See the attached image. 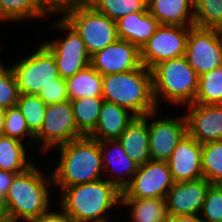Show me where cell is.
<instances>
[{
    "label": "cell",
    "mask_w": 222,
    "mask_h": 222,
    "mask_svg": "<svg viewBox=\"0 0 222 222\" xmlns=\"http://www.w3.org/2000/svg\"><path fill=\"white\" fill-rule=\"evenodd\" d=\"M160 23L148 12H133L116 21L118 39L126 40L139 50L154 35Z\"/></svg>",
    "instance_id": "obj_19"
},
{
    "label": "cell",
    "mask_w": 222,
    "mask_h": 222,
    "mask_svg": "<svg viewBox=\"0 0 222 222\" xmlns=\"http://www.w3.org/2000/svg\"><path fill=\"white\" fill-rule=\"evenodd\" d=\"M194 26L222 31V0H194Z\"/></svg>",
    "instance_id": "obj_32"
},
{
    "label": "cell",
    "mask_w": 222,
    "mask_h": 222,
    "mask_svg": "<svg viewBox=\"0 0 222 222\" xmlns=\"http://www.w3.org/2000/svg\"><path fill=\"white\" fill-rule=\"evenodd\" d=\"M222 31L190 26L185 57L200 76L220 67Z\"/></svg>",
    "instance_id": "obj_9"
},
{
    "label": "cell",
    "mask_w": 222,
    "mask_h": 222,
    "mask_svg": "<svg viewBox=\"0 0 222 222\" xmlns=\"http://www.w3.org/2000/svg\"><path fill=\"white\" fill-rule=\"evenodd\" d=\"M202 172L211 184L222 183V140L202 144Z\"/></svg>",
    "instance_id": "obj_30"
},
{
    "label": "cell",
    "mask_w": 222,
    "mask_h": 222,
    "mask_svg": "<svg viewBox=\"0 0 222 222\" xmlns=\"http://www.w3.org/2000/svg\"><path fill=\"white\" fill-rule=\"evenodd\" d=\"M189 111L185 114L187 133L198 143L205 144L222 140V104L187 105Z\"/></svg>",
    "instance_id": "obj_16"
},
{
    "label": "cell",
    "mask_w": 222,
    "mask_h": 222,
    "mask_svg": "<svg viewBox=\"0 0 222 222\" xmlns=\"http://www.w3.org/2000/svg\"><path fill=\"white\" fill-rule=\"evenodd\" d=\"M3 135L20 141L26 137L35 142V135L29 130L20 109L13 106L5 109Z\"/></svg>",
    "instance_id": "obj_33"
},
{
    "label": "cell",
    "mask_w": 222,
    "mask_h": 222,
    "mask_svg": "<svg viewBox=\"0 0 222 222\" xmlns=\"http://www.w3.org/2000/svg\"><path fill=\"white\" fill-rule=\"evenodd\" d=\"M175 182L202 179V145L188 133L178 142L167 160Z\"/></svg>",
    "instance_id": "obj_17"
},
{
    "label": "cell",
    "mask_w": 222,
    "mask_h": 222,
    "mask_svg": "<svg viewBox=\"0 0 222 222\" xmlns=\"http://www.w3.org/2000/svg\"><path fill=\"white\" fill-rule=\"evenodd\" d=\"M38 97L47 105L62 103L69 100L66 79L58 77L43 87Z\"/></svg>",
    "instance_id": "obj_36"
},
{
    "label": "cell",
    "mask_w": 222,
    "mask_h": 222,
    "mask_svg": "<svg viewBox=\"0 0 222 222\" xmlns=\"http://www.w3.org/2000/svg\"><path fill=\"white\" fill-rule=\"evenodd\" d=\"M118 140L128 157L137 165L150 161L148 114L136 116Z\"/></svg>",
    "instance_id": "obj_21"
},
{
    "label": "cell",
    "mask_w": 222,
    "mask_h": 222,
    "mask_svg": "<svg viewBox=\"0 0 222 222\" xmlns=\"http://www.w3.org/2000/svg\"><path fill=\"white\" fill-rule=\"evenodd\" d=\"M88 3L114 21L133 12L148 11L147 0H90Z\"/></svg>",
    "instance_id": "obj_29"
},
{
    "label": "cell",
    "mask_w": 222,
    "mask_h": 222,
    "mask_svg": "<svg viewBox=\"0 0 222 222\" xmlns=\"http://www.w3.org/2000/svg\"><path fill=\"white\" fill-rule=\"evenodd\" d=\"M121 205L131 207L130 222H167L165 198H121Z\"/></svg>",
    "instance_id": "obj_23"
},
{
    "label": "cell",
    "mask_w": 222,
    "mask_h": 222,
    "mask_svg": "<svg viewBox=\"0 0 222 222\" xmlns=\"http://www.w3.org/2000/svg\"><path fill=\"white\" fill-rule=\"evenodd\" d=\"M42 213L31 222H74L72 218L62 209L59 212L53 210Z\"/></svg>",
    "instance_id": "obj_38"
},
{
    "label": "cell",
    "mask_w": 222,
    "mask_h": 222,
    "mask_svg": "<svg viewBox=\"0 0 222 222\" xmlns=\"http://www.w3.org/2000/svg\"><path fill=\"white\" fill-rule=\"evenodd\" d=\"M135 117L128 109L104 101L97 125L89 137L99 142L118 139Z\"/></svg>",
    "instance_id": "obj_20"
},
{
    "label": "cell",
    "mask_w": 222,
    "mask_h": 222,
    "mask_svg": "<svg viewBox=\"0 0 222 222\" xmlns=\"http://www.w3.org/2000/svg\"><path fill=\"white\" fill-rule=\"evenodd\" d=\"M10 67L20 94L38 95L43 87L60 77L54 55L42 43L30 56Z\"/></svg>",
    "instance_id": "obj_7"
},
{
    "label": "cell",
    "mask_w": 222,
    "mask_h": 222,
    "mask_svg": "<svg viewBox=\"0 0 222 222\" xmlns=\"http://www.w3.org/2000/svg\"><path fill=\"white\" fill-rule=\"evenodd\" d=\"M38 0H0V23L46 18Z\"/></svg>",
    "instance_id": "obj_27"
},
{
    "label": "cell",
    "mask_w": 222,
    "mask_h": 222,
    "mask_svg": "<svg viewBox=\"0 0 222 222\" xmlns=\"http://www.w3.org/2000/svg\"><path fill=\"white\" fill-rule=\"evenodd\" d=\"M60 194L59 206L74 222L109 221V210L121 205V191L107 179L66 187Z\"/></svg>",
    "instance_id": "obj_3"
},
{
    "label": "cell",
    "mask_w": 222,
    "mask_h": 222,
    "mask_svg": "<svg viewBox=\"0 0 222 222\" xmlns=\"http://www.w3.org/2000/svg\"><path fill=\"white\" fill-rule=\"evenodd\" d=\"M85 2L86 0H38L39 6L48 16L59 13L63 15L76 5Z\"/></svg>",
    "instance_id": "obj_37"
},
{
    "label": "cell",
    "mask_w": 222,
    "mask_h": 222,
    "mask_svg": "<svg viewBox=\"0 0 222 222\" xmlns=\"http://www.w3.org/2000/svg\"><path fill=\"white\" fill-rule=\"evenodd\" d=\"M220 67L222 68V53H221V62H220Z\"/></svg>",
    "instance_id": "obj_43"
},
{
    "label": "cell",
    "mask_w": 222,
    "mask_h": 222,
    "mask_svg": "<svg viewBox=\"0 0 222 222\" xmlns=\"http://www.w3.org/2000/svg\"><path fill=\"white\" fill-rule=\"evenodd\" d=\"M2 209H3V201L2 199L0 198V218L2 216Z\"/></svg>",
    "instance_id": "obj_42"
},
{
    "label": "cell",
    "mask_w": 222,
    "mask_h": 222,
    "mask_svg": "<svg viewBox=\"0 0 222 222\" xmlns=\"http://www.w3.org/2000/svg\"><path fill=\"white\" fill-rule=\"evenodd\" d=\"M78 132L89 136L95 129L104 99L86 97L70 101Z\"/></svg>",
    "instance_id": "obj_26"
},
{
    "label": "cell",
    "mask_w": 222,
    "mask_h": 222,
    "mask_svg": "<svg viewBox=\"0 0 222 222\" xmlns=\"http://www.w3.org/2000/svg\"><path fill=\"white\" fill-rule=\"evenodd\" d=\"M194 103L222 104V68H216L199 76L198 90Z\"/></svg>",
    "instance_id": "obj_28"
},
{
    "label": "cell",
    "mask_w": 222,
    "mask_h": 222,
    "mask_svg": "<svg viewBox=\"0 0 222 222\" xmlns=\"http://www.w3.org/2000/svg\"><path fill=\"white\" fill-rule=\"evenodd\" d=\"M16 106L25 118L29 130L36 135L43 125L47 104L38 95L19 94Z\"/></svg>",
    "instance_id": "obj_31"
},
{
    "label": "cell",
    "mask_w": 222,
    "mask_h": 222,
    "mask_svg": "<svg viewBox=\"0 0 222 222\" xmlns=\"http://www.w3.org/2000/svg\"><path fill=\"white\" fill-rule=\"evenodd\" d=\"M109 147L112 148V152L110 151ZM100 150L102 155L103 173L105 170H107L105 172L109 171L111 176H113L112 174L114 172L121 169V173L119 172L120 174L115 175L117 173H114V178L111 177L113 180H109L108 178L107 180L114 184L122 192L131 182V179L137 171L139 165L128 157L118 139L100 141ZM116 165L120 166L116 167Z\"/></svg>",
    "instance_id": "obj_18"
},
{
    "label": "cell",
    "mask_w": 222,
    "mask_h": 222,
    "mask_svg": "<svg viewBox=\"0 0 222 222\" xmlns=\"http://www.w3.org/2000/svg\"><path fill=\"white\" fill-rule=\"evenodd\" d=\"M50 184L54 185L51 172L46 177L35 165L16 175L2 199L1 222H19L20 219L31 222L48 211L51 204Z\"/></svg>",
    "instance_id": "obj_1"
},
{
    "label": "cell",
    "mask_w": 222,
    "mask_h": 222,
    "mask_svg": "<svg viewBox=\"0 0 222 222\" xmlns=\"http://www.w3.org/2000/svg\"><path fill=\"white\" fill-rule=\"evenodd\" d=\"M102 98L128 109L135 116H145L156 111L153 97L152 71L139 68L114 74L102 75Z\"/></svg>",
    "instance_id": "obj_4"
},
{
    "label": "cell",
    "mask_w": 222,
    "mask_h": 222,
    "mask_svg": "<svg viewBox=\"0 0 222 222\" xmlns=\"http://www.w3.org/2000/svg\"><path fill=\"white\" fill-rule=\"evenodd\" d=\"M147 9L160 25L194 26V0H147Z\"/></svg>",
    "instance_id": "obj_22"
},
{
    "label": "cell",
    "mask_w": 222,
    "mask_h": 222,
    "mask_svg": "<svg viewBox=\"0 0 222 222\" xmlns=\"http://www.w3.org/2000/svg\"><path fill=\"white\" fill-rule=\"evenodd\" d=\"M80 137L70 100L46 106L43 125L35 135V142L43 146L44 152Z\"/></svg>",
    "instance_id": "obj_10"
},
{
    "label": "cell",
    "mask_w": 222,
    "mask_h": 222,
    "mask_svg": "<svg viewBox=\"0 0 222 222\" xmlns=\"http://www.w3.org/2000/svg\"><path fill=\"white\" fill-rule=\"evenodd\" d=\"M203 215H202V214ZM206 222H222V185L211 184L207 190L200 216Z\"/></svg>",
    "instance_id": "obj_35"
},
{
    "label": "cell",
    "mask_w": 222,
    "mask_h": 222,
    "mask_svg": "<svg viewBox=\"0 0 222 222\" xmlns=\"http://www.w3.org/2000/svg\"><path fill=\"white\" fill-rule=\"evenodd\" d=\"M16 173L10 172V171H4L0 170V198L3 199L8 189L12 183V180L16 176Z\"/></svg>",
    "instance_id": "obj_39"
},
{
    "label": "cell",
    "mask_w": 222,
    "mask_h": 222,
    "mask_svg": "<svg viewBox=\"0 0 222 222\" xmlns=\"http://www.w3.org/2000/svg\"><path fill=\"white\" fill-rule=\"evenodd\" d=\"M62 18L80 35L90 56L118 39L116 21L98 12L88 2L66 11Z\"/></svg>",
    "instance_id": "obj_6"
},
{
    "label": "cell",
    "mask_w": 222,
    "mask_h": 222,
    "mask_svg": "<svg viewBox=\"0 0 222 222\" xmlns=\"http://www.w3.org/2000/svg\"><path fill=\"white\" fill-rule=\"evenodd\" d=\"M151 71L153 97L157 108L160 106L158 100L168 101L173 106L194 103L199 75L188 64L185 56L161 61Z\"/></svg>",
    "instance_id": "obj_5"
},
{
    "label": "cell",
    "mask_w": 222,
    "mask_h": 222,
    "mask_svg": "<svg viewBox=\"0 0 222 222\" xmlns=\"http://www.w3.org/2000/svg\"><path fill=\"white\" fill-rule=\"evenodd\" d=\"M167 222H206L199 215L169 216Z\"/></svg>",
    "instance_id": "obj_40"
},
{
    "label": "cell",
    "mask_w": 222,
    "mask_h": 222,
    "mask_svg": "<svg viewBox=\"0 0 222 222\" xmlns=\"http://www.w3.org/2000/svg\"><path fill=\"white\" fill-rule=\"evenodd\" d=\"M54 28L65 30V37L48 41L44 45L54 55L61 78L67 79L90 65L91 56L76 30L62 17L55 21Z\"/></svg>",
    "instance_id": "obj_8"
},
{
    "label": "cell",
    "mask_w": 222,
    "mask_h": 222,
    "mask_svg": "<svg viewBox=\"0 0 222 222\" xmlns=\"http://www.w3.org/2000/svg\"><path fill=\"white\" fill-rule=\"evenodd\" d=\"M19 90L14 73L10 68H0V109L17 105Z\"/></svg>",
    "instance_id": "obj_34"
},
{
    "label": "cell",
    "mask_w": 222,
    "mask_h": 222,
    "mask_svg": "<svg viewBox=\"0 0 222 222\" xmlns=\"http://www.w3.org/2000/svg\"><path fill=\"white\" fill-rule=\"evenodd\" d=\"M25 144L15 138L0 135V170L22 174L34 165L26 156ZM28 157V159H27Z\"/></svg>",
    "instance_id": "obj_25"
},
{
    "label": "cell",
    "mask_w": 222,
    "mask_h": 222,
    "mask_svg": "<svg viewBox=\"0 0 222 222\" xmlns=\"http://www.w3.org/2000/svg\"><path fill=\"white\" fill-rule=\"evenodd\" d=\"M175 183L167 161H147L139 165L121 198H165Z\"/></svg>",
    "instance_id": "obj_12"
},
{
    "label": "cell",
    "mask_w": 222,
    "mask_h": 222,
    "mask_svg": "<svg viewBox=\"0 0 222 222\" xmlns=\"http://www.w3.org/2000/svg\"><path fill=\"white\" fill-rule=\"evenodd\" d=\"M90 65L101 75L131 71L142 65L140 50L126 40L117 39L91 55Z\"/></svg>",
    "instance_id": "obj_14"
},
{
    "label": "cell",
    "mask_w": 222,
    "mask_h": 222,
    "mask_svg": "<svg viewBox=\"0 0 222 222\" xmlns=\"http://www.w3.org/2000/svg\"><path fill=\"white\" fill-rule=\"evenodd\" d=\"M158 111L148 113L150 159L167 161L178 142L187 134V121L185 114L156 119Z\"/></svg>",
    "instance_id": "obj_13"
},
{
    "label": "cell",
    "mask_w": 222,
    "mask_h": 222,
    "mask_svg": "<svg viewBox=\"0 0 222 222\" xmlns=\"http://www.w3.org/2000/svg\"><path fill=\"white\" fill-rule=\"evenodd\" d=\"M5 109H0V135H3Z\"/></svg>",
    "instance_id": "obj_41"
},
{
    "label": "cell",
    "mask_w": 222,
    "mask_h": 222,
    "mask_svg": "<svg viewBox=\"0 0 222 222\" xmlns=\"http://www.w3.org/2000/svg\"><path fill=\"white\" fill-rule=\"evenodd\" d=\"M59 148L58 165L51 172L53 183L58 185L59 190L102 179L103 163L98 140L82 136Z\"/></svg>",
    "instance_id": "obj_2"
},
{
    "label": "cell",
    "mask_w": 222,
    "mask_h": 222,
    "mask_svg": "<svg viewBox=\"0 0 222 222\" xmlns=\"http://www.w3.org/2000/svg\"><path fill=\"white\" fill-rule=\"evenodd\" d=\"M69 100L102 97V75L91 65L66 79Z\"/></svg>",
    "instance_id": "obj_24"
},
{
    "label": "cell",
    "mask_w": 222,
    "mask_h": 222,
    "mask_svg": "<svg viewBox=\"0 0 222 222\" xmlns=\"http://www.w3.org/2000/svg\"><path fill=\"white\" fill-rule=\"evenodd\" d=\"M210 185L205 178L175 182L165 196L169 216L200 215Z\"/></svg>",
    "instance_id": "obj_15"
},
{
    "label": "cell",
    "mask_w": 222,
    "mask_h": 222,
    "mask_svg": "<svg viewBox=\"0 0 222 222\" xmlns=\"http://www.w3.org/2000/svg\"><path fill=\"white\" fill-rule=\"evenodd\" d=\"M190 26L160 25L140 50L142 65L152 69L159 62L185 56Z\"/></svg>",
    "instance_id": "obj_11"
}]
</instances>
